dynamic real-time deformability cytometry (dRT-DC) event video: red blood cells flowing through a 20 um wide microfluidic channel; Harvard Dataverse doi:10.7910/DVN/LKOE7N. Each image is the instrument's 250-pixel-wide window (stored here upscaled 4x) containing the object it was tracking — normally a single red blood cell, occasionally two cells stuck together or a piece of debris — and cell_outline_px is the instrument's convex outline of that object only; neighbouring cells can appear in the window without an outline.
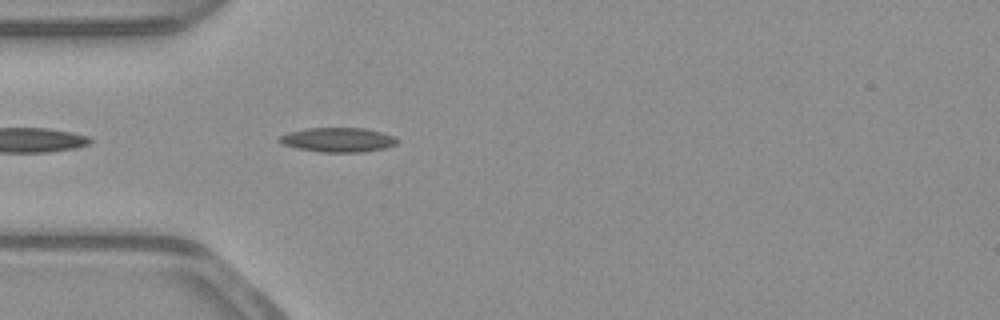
{"species": "common noctule bat (a hibernating species)", "species_latin": "Nyctalus noctula", "temperature_condition": "warm", "stored_images_in_passage": 15, "camera_frame_rate_fps": 3000, "um_per_image_px": 0.085, "animal": {"sex": "male", "body_mass_g": 23.1, "forearm_length_mm": 52.7}, "frame": {"image": 1, "passage_image": 3, "time_ms": 0.667, "image_size_px": [1000, 320], "cell_outline_px": [[400, 140], [396, 144], [384, 148], [364, 152], [320, 152], [300, 148], [284, 144], [276, 140], [280, 136], [288, 132], [304, 128], [364, 128], [396, 136]], "centroid_in_image_um": [28.75, 11.88], "position_along_channel_um": 56.2, "area_um2": 16.76}}
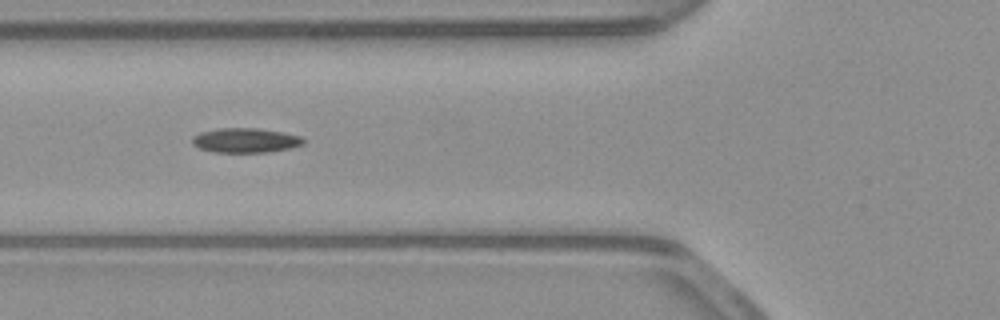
{"frame": {"image": 2, "passage_image": 7, "time_ms": 2.0, "image_size_px": [1000, 320], "cell_outline_px": [[304, 144], [288, 148], [268, 152], [216, 152], [200, 148], [192, 144], [192, 136], [200, 132], [216, 128], [260, 128], [284, 132], [300, 136], [304, 140]], "centroid_in_image_um": [20.85, 11.91], "position_along_channel_um": 105.0, "area_um2": 15.95}}
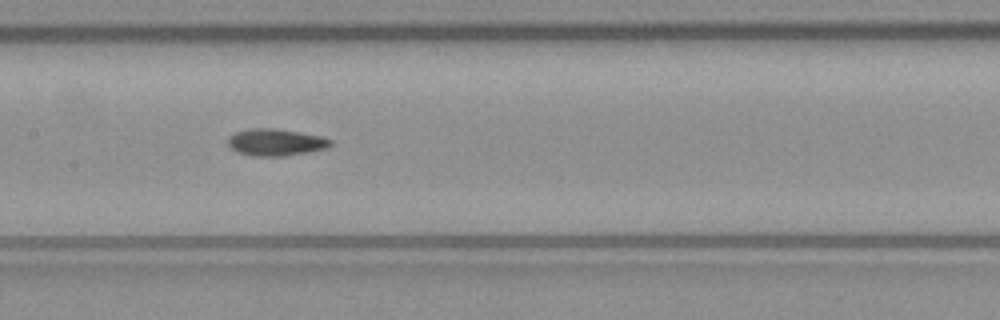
{"frame": {"image": 3, "passage_image": 13, "time_ms": 4.0, "image_size_px": [1000, 320], "cell_outline_px": [[332, 144], [328, 148], [308, 152], [284, 156], [252, 156], [236, 152], [228, 144], [228, 136], [236, 132], [248, 128], [272, 128], [300, 132], [324, 136], [332, 140]], "centroid_in_image_um": [23.45, 12.09], "position_along_channel_um": 183.9, "area_um2": 16.3}}